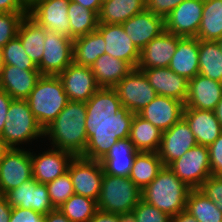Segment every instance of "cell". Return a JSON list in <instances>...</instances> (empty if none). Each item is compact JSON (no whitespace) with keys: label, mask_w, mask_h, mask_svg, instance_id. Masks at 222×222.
I'll use <instances>...</instances> for the list:
<instances>
[{"label":"cell","mask_w":222,"mask_h":222,"mask_svg":"<svg viewBox=\"0 0 222 222\" xmlns=\"http://www.w3.org/2000/svg\"><path fill=\"white\" fill-rule=\"evenodd\" d=\"M213 111H214L215 117L218 119L222 127V97Z\"/></svg>","instance_id":"obj_56"},{"label":"cell","mask_w":222,"mask_h":222,"mask_svg":"<svg viewBox=\"0 0 222 222\" xmlns=\"http://www.w3.org/2000/svg\"><path fill=\"white\" fill-rule=\"evenodd\" d=\"M183 118L196 138L198 145H211L222 133L220 122L212 110L184 107Z\"/></svg>","instance_id":"obj_24"},{"label":"cell","mask_w":222,"mask_h":222,"mask_svg":"<svg viewBox=\"0 0 222 222\" xmlns=\"http://www.w3.org/2000/svg\"><path fill=\"white\" fill-rule=\"evenodd\" d=\"M199 74L222 82V51L217 41L199 39Z\"/></svg>","instance_id":"obj_35"},{"label":"cell","mask_w":222,"mask_h":222,"mask_svg":"<svg viewBox=\"0 0 222 222\" xmlns=\"http://www.w3.org/2000/svg\"><path fill=\"white\" fill-rule=\"evenodd\" d=\"M46 29L28 15L21 21L17 36L30 59L38 65L44 52Z\"/></svg>","instance_id":"obj_30"},{"label":"cell","mask_w":222,"mask_h":222,"mask_svg":"<svg viewBox=\"0 0 222 222\" xmlns=\"http://www.w3.org/2000/svg\"><path fill=\"white\" fill-rule=\"evenodd\" d=\"M45 47L37 68L41 75H59L73 62V39L53 30L45 31Z\"/></svg>","instance_id":"obj_10"},{"label":"cell","mask_w":222,"mask_h":222,"mask_svg":"<svg viewBox=\"0 0 222 222\" xmlns=\"http://www.w3.org/2000/svg\"><path fill=\"white\" fill-rule=\"evenodd\" d=\"M75 156L60 149L50 148L42 153L31 152L33 179L46 184L68 171Z\"/></svg>","instance_id":"obj_17"},{"label":"cell","mask_w":222,"mask_h":222,"mask_svg":"<svg viewBox=\"0 0 222 222\" xmlns=\"http://www.w3.org/2000/svg\"><path fill=\"white\" fill-rule=\"evenodd\" d=\"M26 101L38 123L45 129L69 100L58 75H41Z\"/></svg>","instance_id":"obj_4"},{"label":"cell","mask_w":222,"mask_h":222,"mask_svg":"<svg viewBox=\"0 0 222 222\" xmlns=\"http://www.w3.org/2000/svg\"><path fill=\"white\" fill-rule=\"evenodd\" d=\"M3 64L13 65L22 70H38L37 65L27 55L18 36L2 47Z\"/></svg>","instance_id":"obj_39"},{"label":"cell","mask_w":222,"mask_h":222,"mask_svg":"<svg viewBox=\"0 0 222 222\" xmlns=\"http://www.w3.org/2000/svg\"><path fill=\"white\" fill-rule=\"evenodd\" d=\"M141 199L142 190L130 178L104 173L97 201L99 210L115 214L131 211Z\"/></svg>","instance_id":"obj_6"},{"label":"cell","mask_w":222,"mask_h":222,"mask_svg":"<svg viewBox=\"0 0 222 222\" xmlns=\"http://www.w3.org/2000/svg\"><path fill=\"white\" fill-rule=\"evenodd\" d=\"M70 1L80 4L91 11H94L97 15H99L103 3V0H70Z\"/></svg>","instance_id":"obj_52"},{"label":"cell","mask_w":222,"mask_h":222,"mask_svg":"<svg viewBox=\"0 0 222 222\" xmlns=\"http://www.w3.org/2000/svg\"><path fill=\"white\" fill-rule=\"evenodd\" d=\"M190 190L168 166H163L151 183L142 189V200L173 217L186 210Z\"/></svg>","instance_id":"obj_3"},{"label":"cell","mask_w":222,"mask_h":222,"mask_svg":"<svg viewBox=\"0 0 222 222\" xmlns=\"http://www.w3.org/2000/svg\"><path fill=\"white\" fill-rule=\"evenodd\" d=\"M119 222H136L135 211H127L123 213H118Z\"/></svg>","instance_id":"obj_54"},{"label":"cell","mask_w":222,"mask_h":222,"mask_svg":"<svg viewBox=\"0 0 222 222\" xmlns=\"http://www.w3.org/2000/svg\"><path fill=\"white\" fill-rule=\"evenodd\" d=\"M97 31L103 36L106 42V54L126 61L133 68L137 67L140 51L126 35L122 24L98 23Z\"/></svg>","instance_id":"obj_18"},{"label":"cell","mask_w":222,"mask_h":222,"mask_svg":"<svg viewBox=\"0 0 222 222\" xmlns=\"http://www.w3.org/2000/svg\"><path fill=\"white\" fill-rule=\"evenodd\" d=\"M12 100L13 98L0 89V136L3 132L4 124L7 121V114Z\"/></svg>","instance_id":"obj_48"},{"label":"cell","mask_w":222,"mask_h":222,"mask_svg":"<svg viewBox=\"0 0 222 222\" xmlns=\"http://www.w3.org/2000/svg\"><path fill=\"white\" fill-rule=\"evenodd\" d=\"M186 210L197 222H222V211L199 189H191L188 193Z\"/></svg>","instance_id":"obj_36"},{"label":"cell","mask_w":222,"mask_h":222,"mask_svg":"<svg viewBox=\"0 0 222 222\" xmlns=\"http://www.w3.org/2000/svg\"><path fill=\"white\" fill-rule=\"evenodd\" d=\"M33 178L31 151L11 148L0 161V195Z\"/></svg>","instance_id":"obj_12"},{"label":"cell","mask_w":222,"mask_h":222,"mask_svg":"<svg viewBox=\"0 0 222 222\" xmlns=\"http://www.w3.org/2000/svg\"><path fill=\"white\" fill-rule=\"evenodd\" d=\"M142 70L149 84L157 95L175 98L185 104L188 95L189 81L176 74L169 67L139 69Z\"/></svg>","instance_id":"obj_22"},{"label":"cell","mask_w":222,"mask_h":222,"mask_svg":"<svg viewBox=\"0 0 222 222\" xmlns=\"http://www.w3.org/2000/svg\"><path fill=\"white\" fill-rule=\"evenodd\" d=\"M198 189L222 211V176L210 175Z\"/></svg>","instance_id":"obj_43"},{"label":"cell","mask_w":222,"mask_h":222,"mask_svg":"<svg viewBox=\"0 0 222 222\" xmlns=\"http://www.w3.org/2000/svg\"><path fill=\"white\" fill-rule=\"evenodd\" d=\"M145 10L146 0H103L98 15V22L122 24Z\"/></svg>","instance_id":"obj_29"},{"label":"cell","mask_w":222,"mask_h":222,"mask_svg":"<svg viewBox=\"0 0 222 222\" xmlns=\"http://www.w3.org/2000/svg\"><path fill=\"white\" fill-rule=\"evenodd\" d=\"M58 77L61 79L68 100L87 102L100 88L90 67L72 62Z\"/></svg>","instance_id":"obj_16"},{"label":"cell","mask_w":222,"mask_h":222,"mask_svg":"<svg viewBox=\"0 0 222 222\" xmlns=\"http://www.w3.org/2000/svg\"><path fill=\"white\" fill-rule=\"evenodd\" d=\"M136 222H171V216L159 210L157 207L140 200L133 209Z\"/></svg>","instance_id":"obj_42"},{"label":"cell","mask_w":222,"mask_h":222,"mask_svg":"<svg viewBox=\"0 0 222 222\" xmlns=\"http://www.w3.org/2000/svg\"><path fill=\"white\" fill-rule=\"evenodd\" d=\"M217 43L220 47V50L222 51V36L217 40Z\"/></svg>","instance_id":"obj_58"},{"label":"cell","mask_w":222,"mask_h":222,"mask_svg":"<svg viewBox=\"0 0 222 222\" xmlns=\"http://www.w3.org/2000/svg\"><path fill=\"white\" fill-rule=\"evenodd\" d=\"M3 52H2V48L0 47V76H1V73H2V70H3Z\"/></svg>","instance_id":"obj_57"},{"label":"cell","mask_w":222,"mask_h":222,"mask_svg":"<svg viewBox=\"0 0 222 222\" xmlns=\"http://www.w3.org/2000/svg\"><path fill=\"white\" fill-rule=\"evenodd\" d=\"M221 97L222 82L197 74L189 80L188 95L184 107L213 111Z\"/></svg>","instance_id":"obj_23"},{"label":"cell","mask_w":222,"mask_h":222,"mask_svg":"<svg viewBox=\"0 0 222 222\" xmlns=\"http://www.w3.org/2000/svg\"><path fill=\"white\" fill-rule=\"evenodd\" d=\"M86 103L87 145L81 157L100 161L118 139L129 138L134 113L113 88H99Z\"/></svg>","instance_id":"obj_1"},{"label":"cell","mask_w":222,"mask_h":222,"mask_svg":"<svg viewBox=\"0 0 222 222\" xmlns=\"http://www.w3.org/2000/svg\"><path fill=\"white\" fill-rule=\"evenodd\" d=\"M9 222H44V215L32 209L12 207Z\"/></svg>","instance_id":"obj_46"},{"label":"cell","mask_w":222,"mask_h":222,"mask_svg":"<svg viewBox=\"0 0 222 222\" xmlns=\"http://www.w3.org/2000/svg\"><path fill=\"white\" fill-rule=\"evenodd\" d=\"M122 26L139 51L165 31L164 19L148 10L129 18Z\"/></svg>","instance_id":"obj_20"},{"label":"cell","mask_w":222,"mask_h":222,"mask_svg":"<svg viewBox=\"0 0 222 222\" xmlns=\"http://www.w3.org/2000/svg\"><path fill=\"white\" fill-rule=\"evenodd\" d=\"M46 186L54 208H59L69 197L75 194L68 171L58 176L54 181L46 183Z\"/></svg>","instance_id":"obj_40"},{"label":"cell","mask_w":222,"mask_h":222,"mask_svg":"<svg viewBox=\"0 0 222 222\" xmlns=\"http://www.w3.org/2000/svg\"><path fill=\"white\" fill-rule=\"evenodd\" d=\"M68 16L73 40L97 30L98 15L80 4L70 1Z\"/></svg>","instance_id":"obj_37"},{"label":"cell","mask_w":222,"mask_h":222,"mask_svg":"<svg viewBox=\"0 0 222 222\" xmlns=\"http://www.w3.org/2000/svg\"><path fill=\"white\" fill-rule=\"evenodd\" d=\"M10 149L11 148L0 137V161L6 156V154L10 151Z\"/></svg>","instance_id":"obj_55"},{"label":"cell","mask_w":222,"mask_h":222,"mask_svg":"<svg viewBox=\"0 0 222 222\" xmlns=\"http://www.w3.org/2000/svg\"><path fill=\"white\" fill-rule=\"evenodd\" d=\"M12 207L4 195L0 196V222H9Z\"/></svg>","instance_id":"obj_50"},{"label":"cell","mask_w":222,"mask_h":222,"mask_svg":"<svg viewBox=\"0 0 222 222\" xmlns=\"http://www.w3.org/2000/svg\"><path fill=\"white\" fill-rule=\"evenodd\" d=\"M28 12L0 13V47L5 46L11 39L17 36L21 21Z\"/></svg>","instance_id":"obj_41"},{"label":"cell","mask_w":222,"mask_h":222,"mask_svg":"<svg viewBox=\"0 0 222 222\" xmlns=\"http://www.w3.org/2000/svg\"><path fill=\"white\" fill-rule=\"evenodd\" d=\"M100 88H113L134 68L127 63L103 54L90 67Z\"/></svg>","instance_id":"obj_28"},{"label":"cell","mask_w":222,"mask_h":222,"mask_svg":"<svg viewBox=\"0 0 222 222\" xmlns=\"http://www.w3.org/2000/svg\"><path fill=\"white\" fill-rule=\"evenodd\" d=\"M4 196L11 207L32 209L42 215L55 209L51 203L46 184L38 183L33 178L23 182Z\"/></svg>","instance_id":"obj_15"},{"label":"cell","mask_w":222,"mask_h":222,"mask_svg":"<svg viewBox=\"0 0 222 222\" xmlns=\"http://www.w3.org/2000/svg\"><path fill=\"white\" fill-rule=\"evenodd\" d=\"M180 36L167 31L153 38L141 51L137 69L168 67Z\"/></svg>","instance_id":"obj_21"},{"label":"cell","mask_w":222,"mask_h":222,"mask_svg":"<svg viewBox=\"0 0 222 222\" xmlns=\"http://www.w3.org/2000/svg\"><path fill=\"white\" fill-rule=\"evenodd\" d=\"M163 166L157 152H138L129 178L142 190L151 183Z\"/></svg>","instance_id":"obj_33"},{"label":"cell","mask_w":222,"mask_h":222,"mask_svg":"<svg viewBox=\"0 0 222 222\" xmlns=\"http://www.w3.org/2000/svg\"><path fill=\"white\" fill-rule=\"evenodd\" d=\"M88 222H119V218L115 213H108L98 209Z\"/></svg>","instance_id":"obj_49"},{"label":"cell","mask_w":222,"mask_h":222,"mask_svg":"<svg viewBox=\"0 0 222 222\" xmlns=\"http://www.w3.org/2000/svg\"><path fill=\"white\" fill-rule=\"evenodd\" d=\"M44 222H71L59 208H55L52 211L44 215Z\"/></svg>","instance_id":"obj_51"},{"label":"cell","mask_w":222,"mask_h":222,"mask_svg":"<svg viewBox=\"0 0 222 222\" xmlns=\"http://www.w3.org/2000/svg\"><path fill=\"white\" fill-rule=\"evenodd\" d=\"M86 103L68 101L55 120L44 129V138L49 137L51 147L82 156L87 145L85 120Z\"/></svg>","instance_id":"obj_2"},{"label":"cell","mask_w":222,"mask_h":222,"mask_svg":"<svg viewBox=\"0 0 222 222\" xmlns=\"http://www.w3.org/2000/svg\"><path fill=\"white\" fill-rule=\"evenodd\" d=\"M211 175L222 176V133L208 146Z\"/></svg>","instance_id":"obj_44"},{"label":"cell","mask_w":222,"mask_h":222,"mask_svg":"<svg viewBox=\"0 0 222 222\" xmlns=\"http://www.w3.org/2000/svg\"><path fill=\"white\" fill-rule=\"evenodd\" d=\"M43 136L44 129L31 112L28 102L13 99L0 137L10 148L18 149L20 144L31 143L38 137L44 138Z\"/></svg>","instance_id":"obj_5"},{"label":"cell","mask_w":222,"mask_h":222,"mask_svg":"<svg viewBox=\"0 0 222 222\" xmlns=\"http://www.w3.org/2000/svg\"><path fill=\"white\" fill-rule=\"evenodd\" d=\"M59 209L71 222H88L98 207L96 200L74 194Z\"/></svg>","instance_id":"obj_38"},{"label":"cell","mask_w":222,"mask_h":222,"mask_svg":"<svg viewBox=\"0 0 222 222\" xmlns=\"http://www.w3.org/2000/svg\"><path fill=\"white\" fill-rule=\"evenodd\" d=\"M190 126L182 117L170 129L162 132L161 144L158 155L164 166H169L173 161L180 158L190 148L197 146Z\"/></svg>","instance_id":"obj_14"},{"label":"cell","mask_w":222,"mask_h":222,"mask_svg":"<svg viewBox=\"0 0 222 222\" xmlns=\"http://www.w3.org/2000/svg\"><path fill=\"white\" fill-rule=\"evenodd\" d=\"M202 14L196 38L217 41L222 36V0H204Z\"/></svg>","instance_id":"obj_34"},{"label":"cell","mask_w":222,"mask_h":222,"mask_svg":"<svg viewBox=\"0 0 222 222\" xmlns=\"http://www.w3.org/2000/svg\"><path fill=\"white\" fill-rule=\"evenodd\" d=\"M168 67L188 81L199 74V39L181 37Z\"/></svg>","instance_id":"obj_27"},{"label":"cell","mask_w":222,"mask_h":222,"mask_svg":"<svg viewBox=\"0 0 222 222\" xmlns=\"http://www.w3.org/2000/svg\"><path fill=\"white\" fill-rule=\"evenodd\" d=\"M138 151L129 138L118 139L100 160L107 175L129 178Z\"/></svg>","instance_id":"obj_26"},{"label":"cell","mask_w":222,"mask_h":222,"mask_svg":"<svg viewBox=\"0 0 222 222\" xmlns=\"http://www.w3.org/2000/svg\"><path fill=\"white\" fill-rule=\"evenodd\" d=\"M68 172L75 194L98 201L104 175L100 161L76 156L71 161Z\"/></svg>","instance_id":"obj_11"},{"label":"cell","mask_w":222,"mask_h":222,"mask_svg":"<svg viewBox=\"0 0 222 222\" xmlns=\"http://www.w3.org/2000/svg\"><path fill=\"white\" fill-rule=\"evenodd\" d=\"M106 42L96 30L73 40V62L91 67L96 59L105 54Z\"/></svg>","instance_id":"obj_32"},{"label":"cell","mask_w":222,"mask_h":222,"mask_svg":"<svg viewBox=\"0 0 222 222\" xmlns=\"http://www.w3.org/2000/svg\"><path fill=\"white\" fill-rule=\"evenodd\" d=\"M40 76L39 70H22L13 65H4L0 89L13 99L26 100Z\"/></svg>","instance_id":"obj_25"},{"label":"cell","mask_w":222,"mask_h":222,"mask_svg":"<svg viewBox=\"0 0 222 222\" xmlns=\"http://www.w3.org/2000/svg\"><path fill=\"white\" fill-rule=\"evenodd\" d=\"M171 222H197V220L187 210H184L173 216Z\"/></svg>","instance_id":"obj_53"},{"label":"cell","mask_w":222,"mask_h":222,"mask_svg":"<svg viewBox=\"0 0 222 222\" xmlns=\"http://www.w3.org/2000/svg\"><path fill=\"white\" fill-rule=\"evenodd\" d=\"M113 89L116 91L122 107H126L134 114H138L157 96L144 72L137 68H134Z\"/></svg>","instance_id":"obj_8"},{"label":"cell","mask_w":222,"mask_h":222,"mask_svg":"<svg viewBox=\"0 0 222 222\" xmlns=\"http://www.w3.org/2000/svg\"><path fill=\"white\" fill-rule=\"evenodd\" d=\"M184 0H146V10L165 19Z\"/></svg>","instance_id":"obj_45"},{"label":"cell","mask_w":222,"mask_h":222,"mask_svg":"<svg viewBox=\"0 0 222 222\" xmlns=\"http://www.w3.org/2000/svg\"><path fill=\"white\" fill-rule=\"evenodd\" d=\"M129 139L138 152H158L162 131L138 114L132 120Z\"/></svg>","instance_id":"obj_31"},{"label":"cell","mask_w":222,"mask_h":222,"mask_svg":"<svg viewBox=\"0 0 222 222\" xmlns=\"http://www.w3.org/2000/svg\"><path fill=\"white\" fill-rule=\"evenodd\" d=\"M204 0H184L164 19L165 31L180 37H197Z\"/></svg>","instance_id":"obj_13"},{"label":"cell","mask_w":222,"mask_h":222,"mask_svg":"<svg viewBox=\"0 0 222 222\" xmlns=\"http://www.w3.org/2000/svg\"><path fill=\"white\" fill-rule=\"evenodd\" d=\"M191 189H198L211 175L208 146L190 148L168 166Z\"/></svg>","instance_id":"obj_7"},{"label":"cell","mask_w":222,"mask_h":222,"mask_svg":"<svg viewBox=\"0 0 222 222\" xmlns=\"http://www.w3.org/2000/svg\"><path fill=\"white\" fill-rule=\"evenodd\" d=\"M69 4L70 0H29L28 16L45 29L71 38Z\"/></svg>","instance_id":"obj_9"},{"label":"cell","mask_w":222,"mask_h":222,"mask_svg":"<svg viewBox=\"0 0 222 222\" xmlns=\"http://www.w3.org/2000/svg\"><path fill=\"white\" fill-rule=\"evenodd\" d=\"M29 0H0V13L28 12Z\"/></svg>","instance_id":"obj_47"},{"label":"cell","mask_w":222,"mask_h":222,"mask_svg":"<svg viewBox=\"0 0 222 222\" xmlns=\"http://www.w3.org/2000/svg\"><path fill=\"white\" fill-rule=\"evenodd\" d=\"M184 106L175 98L157 95L138 115L163 132L183 117Z\"/></svg>","instance_id":"obj_19"}]
</instances>
